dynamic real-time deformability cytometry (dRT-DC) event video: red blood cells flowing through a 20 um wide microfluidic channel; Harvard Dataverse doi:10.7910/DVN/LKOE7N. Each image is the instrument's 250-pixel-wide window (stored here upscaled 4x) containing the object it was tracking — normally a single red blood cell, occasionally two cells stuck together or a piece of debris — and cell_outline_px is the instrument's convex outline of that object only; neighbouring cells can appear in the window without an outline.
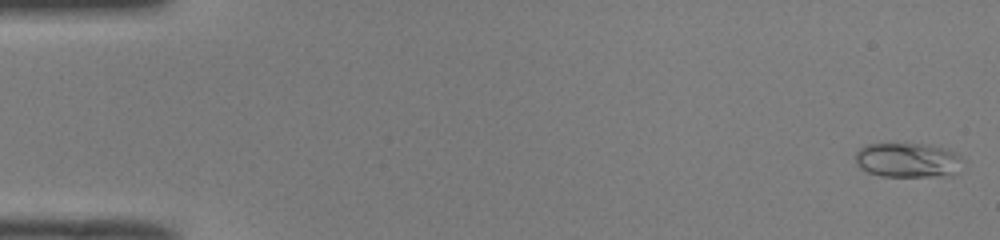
{"species": "common noctule bat (a hibernating species)", "species_latin": "Nyctalus noctula", "temperature_condition": "room temperature", "stored_images_in_passage": 50, "camera_frame_rate_fps": 3000, "um_per_image_px": 0.085, "animal": {"sex": "male", "body_mass_g": 19.0, "forearm_length_mm": 50.8}, "frame": {"image": 1, "passage_image": 1, "time_ms": 0.0, "image_size_px": [1000, 240], "cell_outline_px": [[964, 160], [960, 172], [952, 176], [880, 176], [868, 172], [860, 168], [856, 164], [856, 152], [864, 144], [932, 144], [956, 152]], "centroid_in_image_um": [77.23, 13.62], "position_along_channel_um": 7.8, "area_um2": 22.14}}
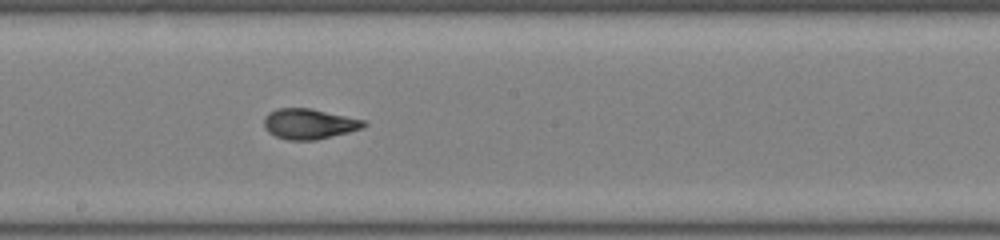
{"frame": {"image": 2, "passage_image": 28, "time_ms": 9.0, "image_size_px": [1000, 240], "cell_outline_px": [[368, 124], [360, 128], [348, 132], [316, 140], [288, 140], [276, 136], [268, 132], [264, 128], [264, 116], [268, 112], [276, 108], [312, 108], [364, 120]], "centroid_in_image_um": [26.23, 10.52], "position_along_channel_um": 222.0, "area_um2": 17.69}}
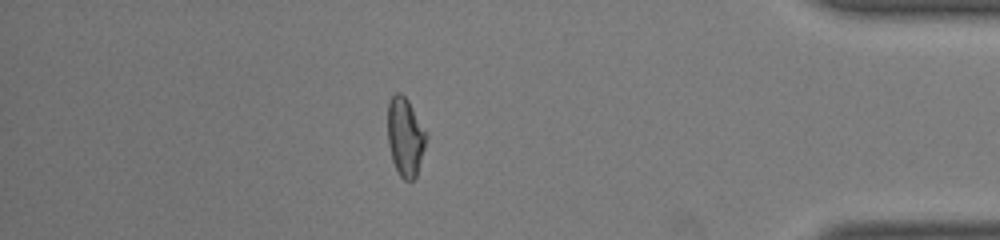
{"frame": {"image": 3, "passage_image": 44, "time_ms": 14.333, "image_size_px": [1000, 240], "cell_outline_px": [[428, 136], [416, 176], [412, 180], [404, 180], [400, 176], [392, 160], [388, 144], [388, 100], [396, 92], [400, 92], [408, 100], [428, 132]], "centroid_in_image_um": [34.46, 11.6], "position_along_channel_um": 400.7, "area_um2": 17.8}, "authors_computed_cell_mechanics": {"area_um2": 17.629, "velocity_mm_per_s": 4.0349, "shape_relaxation_time_tau1_ms": 6.86, "shape_relaxation_time_tau2_ms": 1.051, "deformation_change_tau1": 0.2112, "deformation_change_tau2": 0.0768}}